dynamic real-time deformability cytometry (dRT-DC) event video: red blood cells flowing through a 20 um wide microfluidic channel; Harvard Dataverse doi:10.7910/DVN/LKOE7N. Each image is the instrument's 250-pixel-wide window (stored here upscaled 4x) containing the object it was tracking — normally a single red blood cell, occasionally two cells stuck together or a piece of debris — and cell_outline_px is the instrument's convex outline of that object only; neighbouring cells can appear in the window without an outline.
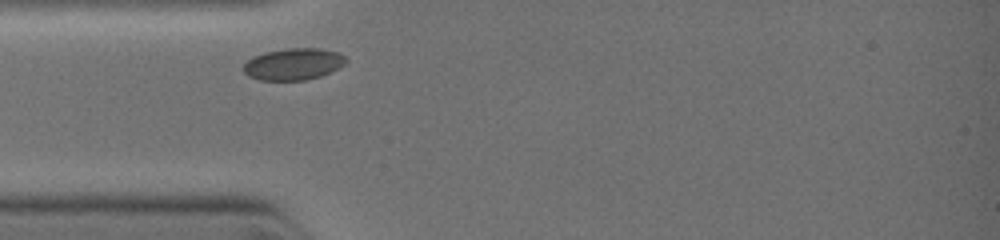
{"species": "common noctule bat (a hibernating species)", "species_latin": "Nyctalus noctula", "temperature_condition": "warm", "stored_images_in_passage": 18, "camera_frame_rate_fps": 3000, "um_per_image_px": 0.085, "animal": {"sex": "female", "body_mass_g": 19.0, "forearm_length_mm": 51.5}, "frame": {"image": 1, "passage_image": 1, "time_ms": 0.0, "image_size_px": [1000, 240], "cell_outline_px": [[348, 60], [344, 64], [320, 76], [304, 80], [260, 80], [248, 76], [240, 68], [252, 56], [264, 52], [288, 48], [320, 48], [340, 52]], "centroid_in_image_um": [24.9, 5.43], "position_along_channel_um": 60.1, "area_um2": 19.02}}
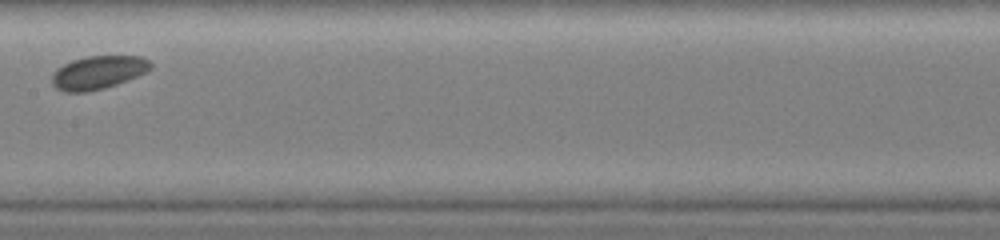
{"frame": {"image": 2, "passage_image": 11, "time_ms": 2.667, "image_size_px": [1000, 240], "cell_outline_px": [[152, 68], [136, 76], [116, 84], [104, 88], [84, 92], [64, 92], [56, 88], [52, 84], [52, 76], [56, 68], [72, 60], [84, 56], [140, 56], [148, 60], [152, 64]], "centroid_in_image_um": [8.3, 6.15], "position_along_channel_um": 199.1, "area_um2": 19.02}}
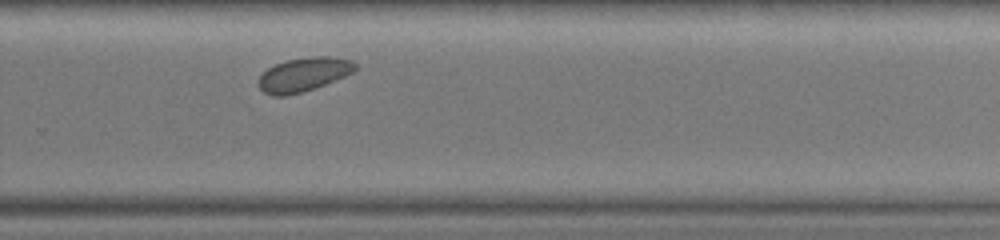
{"frame": {"image": 3, "passage_image": 18, "time_ms": 4.667, "image_size_px": [1000, 240], "cell_outline_px": [[360, 68], [356, 72], [324, 84], [300, 92], [284, 96], [272, 96], [264, 92], [260, 88], [260, 76], [268, 68], [276, 64], [288, 60], [312, 56], [332, 56], [352, 60]], "centroid_in_image_um": [25.88, 6.31], "position_along_channel_um": 303.9, "area_um2": 18.96}}